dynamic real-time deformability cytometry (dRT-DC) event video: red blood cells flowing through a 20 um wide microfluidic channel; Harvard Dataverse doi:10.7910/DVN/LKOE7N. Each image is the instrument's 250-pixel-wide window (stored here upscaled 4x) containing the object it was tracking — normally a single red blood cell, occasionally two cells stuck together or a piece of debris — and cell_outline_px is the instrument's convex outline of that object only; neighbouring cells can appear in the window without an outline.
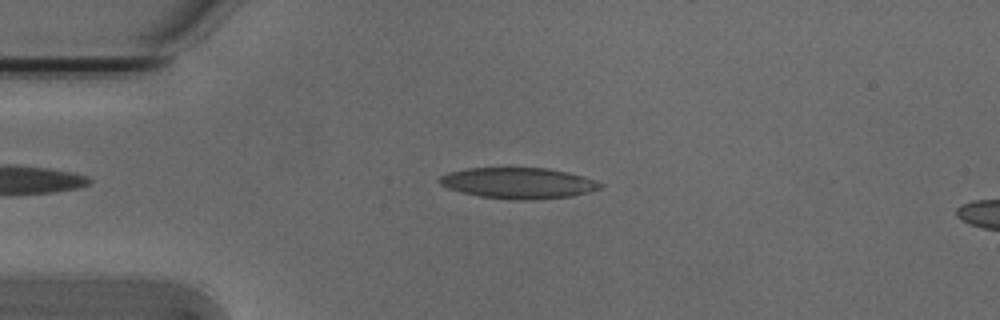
{"species": "Egyptian fruit bat (a non-hibernating species)", "species_latin": "Rousettus aegyptiacus", "temperature_condition": "cold", "stored_images_in_passage": 4, "camera_frame_rate_fps": 3000, "um_per_image_px": 0.085, "animal": {"sex": "male"}, "frame": {"image": 1, "passage_image": 2, "time_ms": 0.333, "image_size_px": [1000, 320], "cell_outline_px": [[604, 188], [572, 196], [532, 200], [508, 200], [480, 196], [448, 188], [440, 184], [436, 180], [440, 176], [448, 172], [464, 168], [548, 168], [568, 172], [596, 180], [604, 184]], "centroid_in_image_um": [44.07, 15.56], "position_along_channel_um": 40.9, "area_um2": 29.25}}